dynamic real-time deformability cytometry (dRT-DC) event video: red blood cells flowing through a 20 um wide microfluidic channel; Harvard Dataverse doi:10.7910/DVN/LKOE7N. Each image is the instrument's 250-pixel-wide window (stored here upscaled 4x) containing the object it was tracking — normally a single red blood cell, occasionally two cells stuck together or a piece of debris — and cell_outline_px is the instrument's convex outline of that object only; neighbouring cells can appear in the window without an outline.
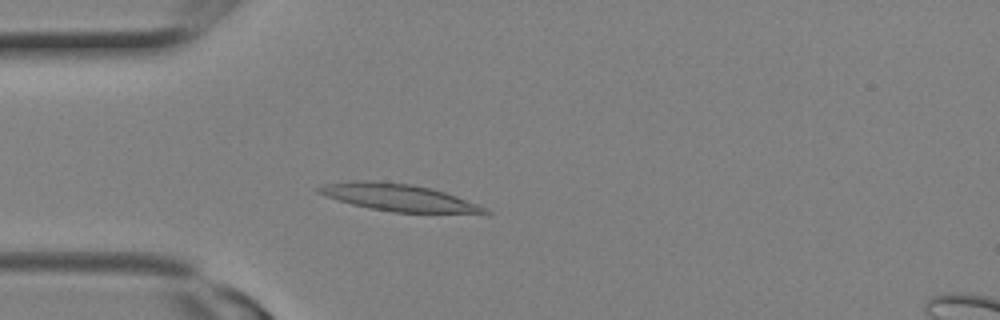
{"species": "Egyptian fruit bat (a non-hibernating species)", "species_latin": "Rousettus aegyptiacus", "temperature_condition": "room temperature", "stored_images_in_passage": 7, "camera_frame_rate_fps": 3000, "um_per_image_px": 0.085, "animal": {"sex": "female"}, "frame": {"image": 1, "passage_image": 5, "time_ms": 1.333, "image_size_px": [1000, 320], "cell_outline_px": [[492, 212], [392, 212], [352, 204], [324, 196], [316, 192], [312, 188], [324, 184], [352, 180], [372, 180], [412, 184], [432, 188], [456, 196], [476, 204]], "centroid_in_image_um": [33.69, 16.75], "position_along_channel_um": 51.3, "area_um2": 25.78}}
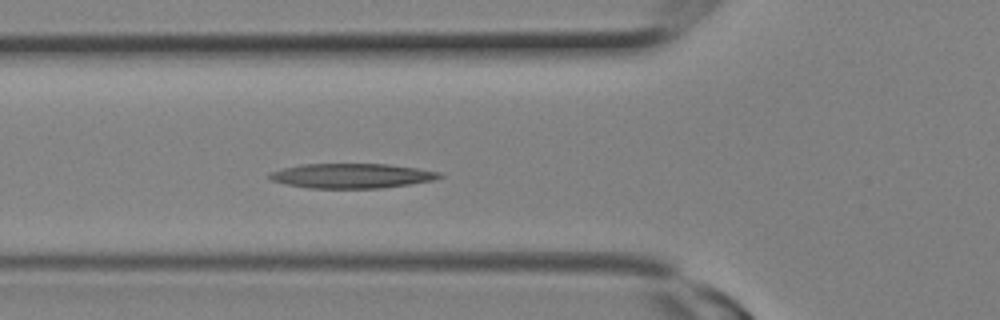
{"frame": {"image": 2, "passage_image": 7, "time_ms": 2.0, "image_size_px": [1000, 320], "cell_outline_px": [[444, 176], [432, 180], [408, 184], [380, 188], [308, 188], [288, 184], [272, 180], [268, 176], [268, 172], [300, 164], [388, 164], [416, 168], [440, 172]], "centroid_in_image_um": [29.87, 14.94], "position_along_channel_um": 95.9, "area_um2": 24.28}}